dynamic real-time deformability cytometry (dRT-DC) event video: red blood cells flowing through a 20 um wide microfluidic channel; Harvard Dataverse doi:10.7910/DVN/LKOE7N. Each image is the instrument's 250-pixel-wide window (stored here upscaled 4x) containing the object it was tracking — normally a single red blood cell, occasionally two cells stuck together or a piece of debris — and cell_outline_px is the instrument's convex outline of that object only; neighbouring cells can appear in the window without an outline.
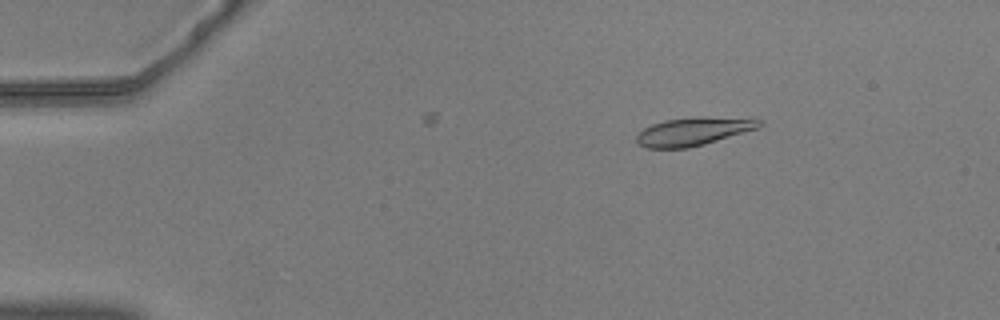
{"species": "common noctule bat (a hibernating species)", "species_latin": "Nyctalus noctula", "temperature_condition": "warm", "stored_images_in_passage": 13, "camera_frame_rate_fps": 3000, "um_per_image_px": 0.085, "animal": {"sex": "male", "body_mass_g": 20.5, "forearm_length_mm": 52.5}, "frame": {"image": 1, "passage_image": 10, "time_ms": 3.0, "image_size_px": [1000, 320], "cell_outline_px": [[764, 124], [756, 128], [704, 144], [688, 148], [648, 148], [640, 144], [636, 140], [636, 136], [644, 128], [652, 124], [664, 120], [696, 116], [704, 116], [764, 120]], "centroid_in_image_um": [58.91, 11.16], "position_along_channel_um": 26.1, "area_um2": 19.94}}